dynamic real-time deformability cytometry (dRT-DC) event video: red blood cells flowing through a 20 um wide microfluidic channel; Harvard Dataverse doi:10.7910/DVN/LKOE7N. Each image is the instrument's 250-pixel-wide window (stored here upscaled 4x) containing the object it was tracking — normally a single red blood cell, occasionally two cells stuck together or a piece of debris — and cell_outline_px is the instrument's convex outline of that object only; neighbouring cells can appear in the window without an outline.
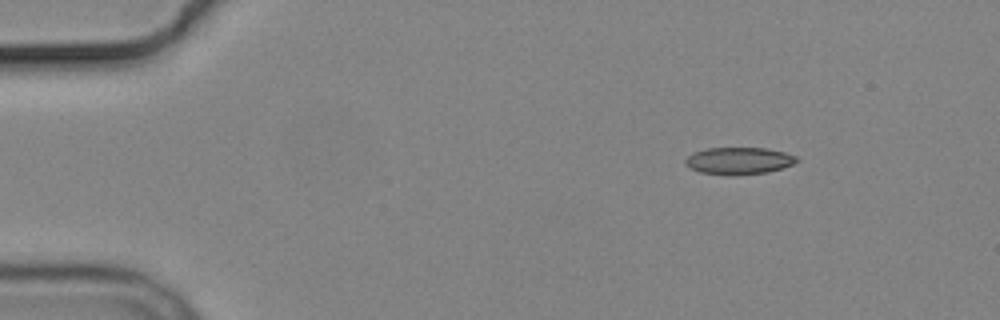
{"species": "common noctule bat (a hibernating species)", "species_latin": "Nyctalus noctula", "temperature_condition": "cold", "stored_images_in_passage": 5, "camera_frame_rate_fps": 3000, "um_per_image_px": 0.085, "animal": {"sex": "male", "body_mass_g": 19.2, "forearm_length_mm": 51.8}, "frame": {"image": 1, "passage_image": 1, "time_ms": 0.0, "image_size_px": [1000, 320], "cell_outline_px": [[800, 160], [792, 164], [768, 172], [732, 176], [700, 172], [684, 164], [684, 160], [688, 156], [696, 152], [708, 148], [764, 148], [784, 152], [796, 156]], "centroid_in_image_um": [62.8, 13.67], "position_along_channel_um": 22.2, "area_um2": 17.46}}
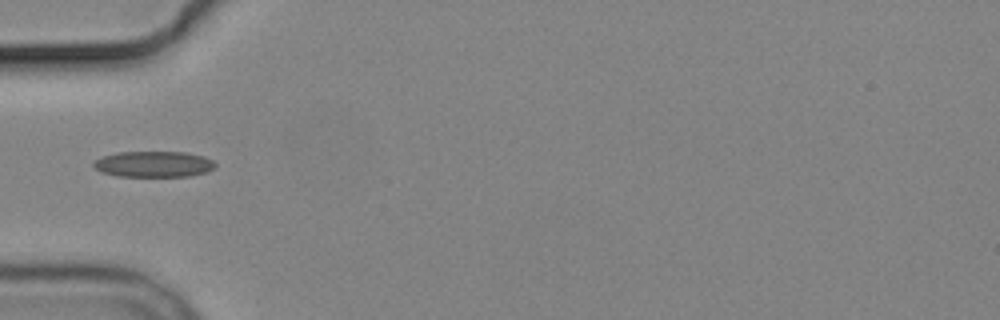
{"frame": {"image": 2, "passage_image": 4, "time_ms": 3.667, "image_size_px": [1000, 320], "cell_outline_px": [[216, 168], [208, 172], [188, 176], [116, 176], [100, 172], [92, 164], [96, 160], [104, 156], [116, 152], [184, 152], [204, 156], [212, 160], [216, 164]], "centroid_in_image_um": [13.09, 13.95], "position_along_channel_um": 71.9, "area_um2": 18.44}}